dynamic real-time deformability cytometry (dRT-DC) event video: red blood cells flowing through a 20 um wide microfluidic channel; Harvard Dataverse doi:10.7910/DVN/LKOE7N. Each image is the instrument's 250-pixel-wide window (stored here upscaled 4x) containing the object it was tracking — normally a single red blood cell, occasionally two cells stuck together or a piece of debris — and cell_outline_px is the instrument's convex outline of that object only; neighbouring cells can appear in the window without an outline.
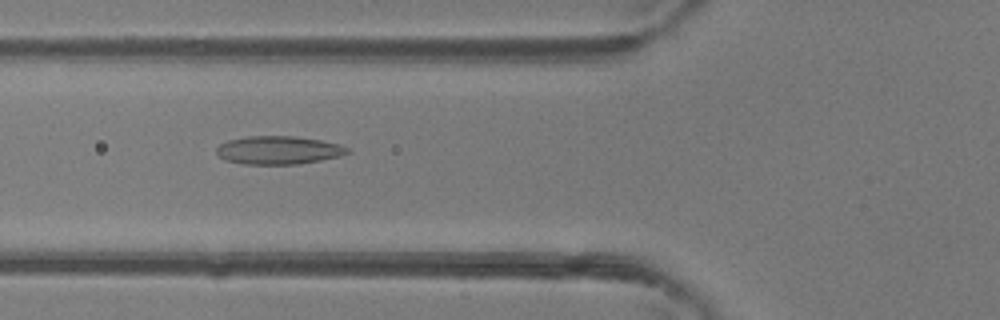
{"species": "common noctule bat (a hibernating species)", "species_latin": "Nyctalus noctula", "temperature_condition": "room temperature", "stored_images_in_passage": 35, "camera_frame_rate_fps": 3000, "um_per_image_px": 0.085, "animal": {"sex": "female"}, "frame": {"image": 1, "passage_image": 6, "time_ms": 1.667, "image_size_px": [1000, 320], "cell_outline_px": [[352, 152], [340, 156], [300, 164], [240, 164], [224, 160], [216, 152], [216, 148], [220, 144], [228, 140], [248, 136], [292, 136], [320, 140], [340, 144], [348, 148]], "centroid_in_image_um": [23.67, 12.77], "position_along_channel_um": 102.1, "area_um2": 21.62}}
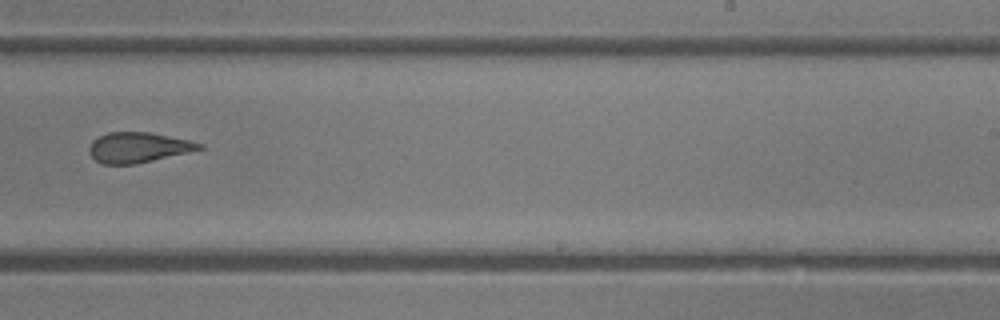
{"frame": {"image": 2, "passage_image": 18, "time_ms": 5.667, "image_size_px": [1000, 320], "cell_outline_px": [[204, 148], [188, 152], [136, 164], [104, 164], [96, 160], [88, 152], [88, 148], [92, 140], [108, 132], [148, 132], [188, 140], [204, 144]], "centroid_in_image_um": [11.72, 12.53], "position_along_channel_um": 277.3, "area_um2": 19.25}}
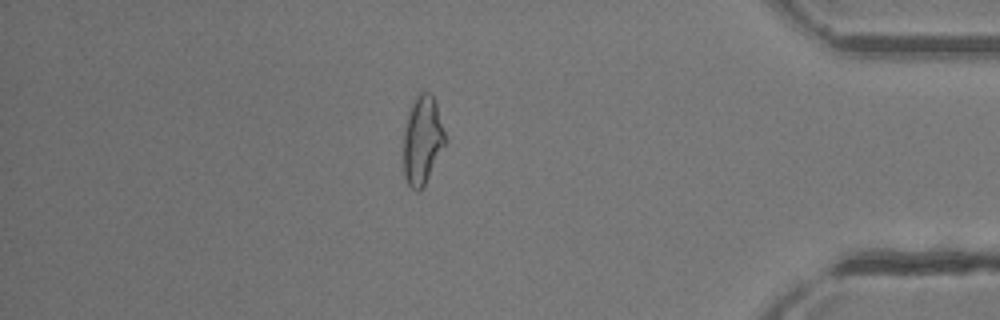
{"frame": {"image": 3, "passage_image": 29, "time_ms": 9.333, "image_size_px": [1000, 320], "cell_outline_px": [[444, 144], [420, 192], [416, 192], [408, 184], [404, 176], [404, 132], [408, 112], [416, 96], [420, 92], [428, 92], [432, 96], [436, 104], [444, 132]], "centroid_in_image_um": [35.86, 11.91], "position_along_channel_um": 399.3, "area_um2": 20.75}, "authors_computed_cell_mechanics": {"area_um2": 20.8658, "velocity_mm_per_s": 4.3716, "shape_relaxation_time_tau1_ms": 7.7167, "shape_relaxation_time_tau2_ms": 2.114, "deformation_change_tau1": 0.1865, "deformation_change_tau2": 0.1003}}